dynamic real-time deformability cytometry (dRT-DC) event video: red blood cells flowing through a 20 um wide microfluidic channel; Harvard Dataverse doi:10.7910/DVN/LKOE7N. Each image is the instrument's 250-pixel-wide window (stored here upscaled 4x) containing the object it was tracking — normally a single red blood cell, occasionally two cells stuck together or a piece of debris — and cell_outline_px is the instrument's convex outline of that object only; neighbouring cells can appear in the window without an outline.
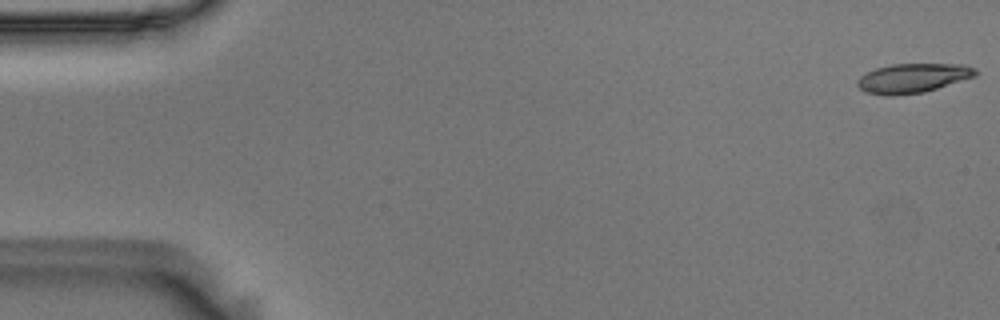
{"species": "Egyptian fruit bat (a non-hibernating species)", "species_latin": "Rousettus aegyptiacus", "temperature_condition": "room temperature", "stored_images_in_passage": 16, "camera_frame_rate_fps": 3000, "um_per_image_px": 0.085, "animal": {"sex": "male"}, "frame": {"image": 1, "passage_image": 1, "time_ms": 0.0, "image_size_px": [1000, 320], "cell_outline_px": [[980, 72], [976, 76], [924, 92], [892, 96], [864, 92], [856, 84], [856, 80], [860, 76], [876, 68], [892, 64], [964, 64], [976, 68]], "centroid_in_image_um": [77.61, 6.63], "position_along_channel_um": 7.4, "area_um2": 20.29}}
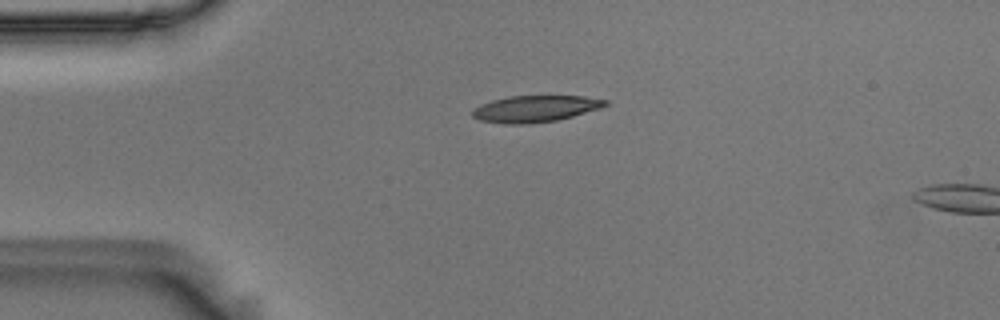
{"frame": {"image": 2, "passage_image": 13, "time_ms": 4.0, "image_size_px": [1000, 320], "cell_outline_px": [[608, 104], [600, 108], [572, 116], [556, 120], [528, 124], [504, 124], [480, 120], [472, 116], [472, 108], [480, 104], [492, 100], [508, 96], [584, 96], [608, 100]], "centroid_in_image_um": [45.46, 9.24], "position_along_channel_um": 39.5, "area_um2": 20.58}}